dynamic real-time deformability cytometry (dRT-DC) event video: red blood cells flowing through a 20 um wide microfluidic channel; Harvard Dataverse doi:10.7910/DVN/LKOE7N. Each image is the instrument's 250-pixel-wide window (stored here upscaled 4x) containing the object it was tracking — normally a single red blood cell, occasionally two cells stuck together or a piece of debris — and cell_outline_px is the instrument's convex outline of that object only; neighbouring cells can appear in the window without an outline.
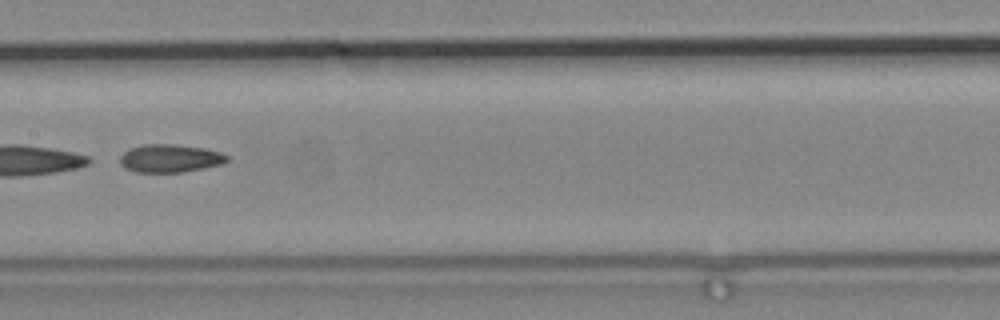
{"species": "common noctule bat (a hibernating species)", "species_latin": "Nyctalus noctula", "temperature_condition": "cold", "stored_images_in_passage": 11, "camera_frame_rate_fps": 3000, "um_per_image_px": 0.085, "animal": {"sex": "male", "body_mass_g": 19.2, "forearm_length_mm": 51.8}, "frame": {"image": 1, "passage_image": 5, "time_ms": 1.333, "image_size_px": [1000, 320], "cell_outline_px": [[228, 160], [224, 164], [180, 172], [136, 172], [124, 168], [120, 164], [120, 156], [128, 148], [144, 144], [176, 144], [204, 148], [220, 152], [228, 156]], "centroid_in_image_um": [14.43, 13.45], "position_along_channel_um": 193.0, "area_um2": 17.57}}
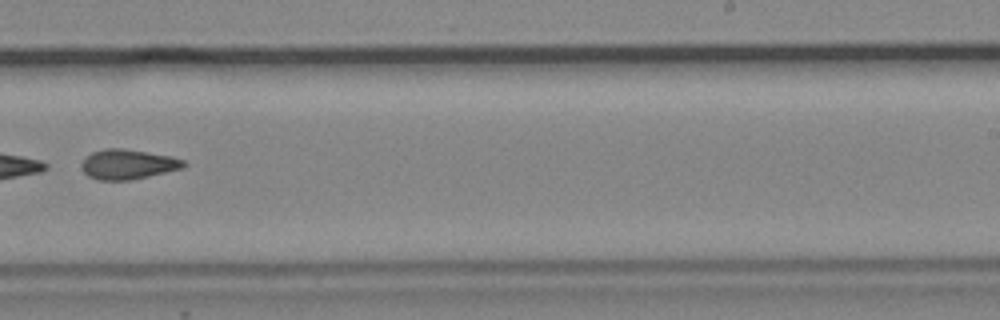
{"frame": {"image": 2, "passage_image": 7, "time_ms": 2.0, "image_size_px": [1000, 320], "cell_outline_px": [[188, 164], [184, 168], [148, 176], [128, 180], [100, 180], [88, 176], [80, 168], [80, 164], [92, 152], [104, 148], [124, 148], [172, 156], [184, 160]], "centroid_in_image_um": [10.88, 13.95], "position_along_channel_um": 278.1, "area_um2": 17.86}}
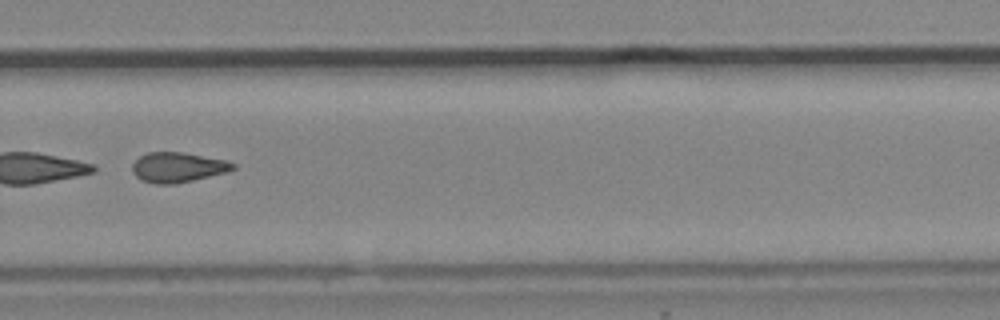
{"frame": {"image": 3, "passage_image": 8, "time_ms": 2.333, "image_size_px": [1000, 320], "cell_outline_px": [[236, 168], [228, 172], [176, 184], [156, 184], [140, 180], [132, 172], [132, 164], [140, 156], [148, 152], [184, 152], [224, 160], [236, 164]], "centroid_in_image_um": [15.1, 14.23], "position_along_channel_um": 314.7, "area_um2": 17.69}}